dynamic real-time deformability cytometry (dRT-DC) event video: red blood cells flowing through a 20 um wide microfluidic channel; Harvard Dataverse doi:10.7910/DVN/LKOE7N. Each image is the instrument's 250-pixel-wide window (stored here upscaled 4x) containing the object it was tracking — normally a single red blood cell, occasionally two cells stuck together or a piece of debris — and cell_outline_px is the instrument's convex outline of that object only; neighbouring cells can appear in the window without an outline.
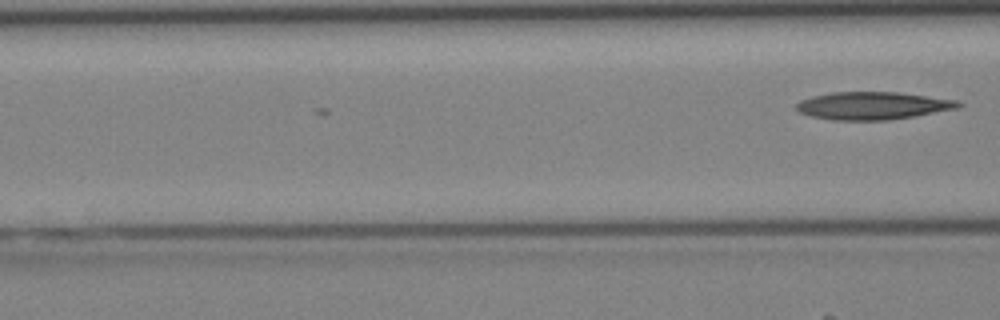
{"species": "Egyptian fruit bat (a non-hibernating species)", "species_latin": "Rousettus aegyptiacus", "temperature_condition": "cold", "stored_images_in_passage": 6, "camera_frame_rate_fps": 3000, "um_per_image_px": 0.085, "animal": {"sex": "female"}, "frame": {"image": 1, "passage_image": 6, "time_ms": 1.667, "image_size_px": [1000, 320], "cell_outline_px": [[964, 104], [960, 108], [888, 120], [832, 120], [812, 116], [800, 112], [796, 108], [796, 104], [800, 100], [812, 96], [832, 92], [896, 92], [960, 100]], "centroid_in_image_um": [74.22, 8.98], "position_along_channel_um": 92.4, "area_um2": 26.13}}